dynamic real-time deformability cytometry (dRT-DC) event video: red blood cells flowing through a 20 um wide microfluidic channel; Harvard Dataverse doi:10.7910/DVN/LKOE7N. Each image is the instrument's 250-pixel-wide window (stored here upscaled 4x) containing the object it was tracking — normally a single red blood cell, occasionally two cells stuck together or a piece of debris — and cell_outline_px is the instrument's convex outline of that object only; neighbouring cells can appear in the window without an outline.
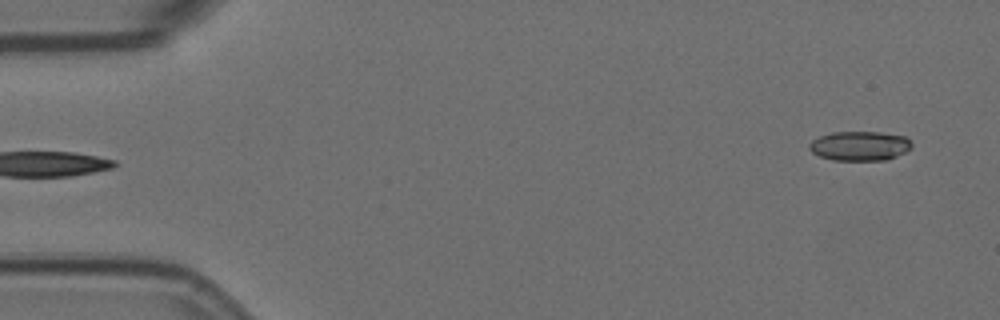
{"species": "Egyptian fruit bat (a non-hibernating species)", "species_latin": "Rousettus aegyptiacus", "temperature_condition": "room temperature", "stored_images_in_passage": 2, "camera_frame_rate_fps": 3000, "um_per_image_px": 0.085, "animal": {"sex": "female"}, "frame": {"image": 1, "passage_image": 2, "time_ms": 0.333, "image_size_px": [1000, 320], "cell_outline_px": [[912, 148], [888, 160], [832, 160], [820, 156], [812, 152], [808, 148], [808, 144], [812, 140], [820, 136], [832, 132], [880, 132], [904, 136], [912, 144]], "centroid_in_image_um": [73.06, 12.4], "position_along_channel_um": 11.9, "area_um2": 17.57}}